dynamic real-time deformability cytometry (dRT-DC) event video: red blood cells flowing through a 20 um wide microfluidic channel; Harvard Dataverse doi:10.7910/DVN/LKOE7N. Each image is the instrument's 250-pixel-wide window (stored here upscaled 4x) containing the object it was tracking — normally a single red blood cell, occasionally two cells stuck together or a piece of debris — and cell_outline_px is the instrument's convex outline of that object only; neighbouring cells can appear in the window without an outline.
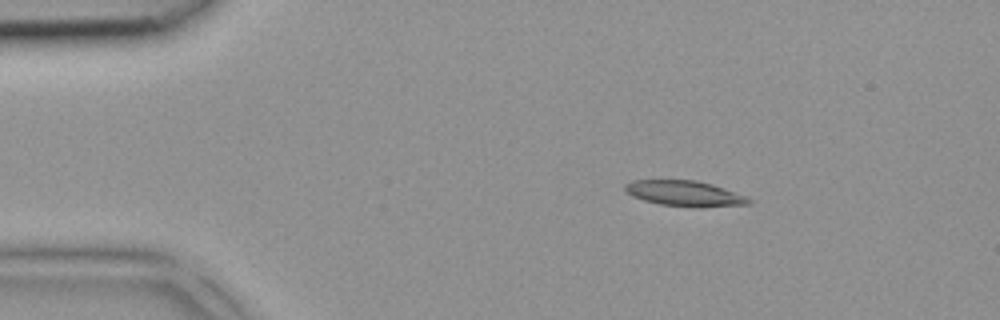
{"species": "common noctule bat (a hibernating species)", "species_latin": "Nyctalus noctula", "temperature_condition": "room temperature", "stored_images_in_passage": 3, "camera_frame_rate_fps": 3000, "um_per_image_px": 0.085, "animal": {"sex": "female", "body_mass_g": 18.4}, "frame": {"image": 1, "passage_image": 1, "time_ms": 0.0, "image_size_px": [1000, 320], "cell_outline_px": [[752, 204], [700, 208], [692, 208], [660, 204], [644, 200], [632, 196], [624, 188], [624, 184], [632, 180], [696, 180], [712, 184], [724, 188], [744, 196], [752, 200]], "centroid_in_image_um": [58.21, 16.46], "position_along_channel_um": 26.8, "area_um2": 18.55}}